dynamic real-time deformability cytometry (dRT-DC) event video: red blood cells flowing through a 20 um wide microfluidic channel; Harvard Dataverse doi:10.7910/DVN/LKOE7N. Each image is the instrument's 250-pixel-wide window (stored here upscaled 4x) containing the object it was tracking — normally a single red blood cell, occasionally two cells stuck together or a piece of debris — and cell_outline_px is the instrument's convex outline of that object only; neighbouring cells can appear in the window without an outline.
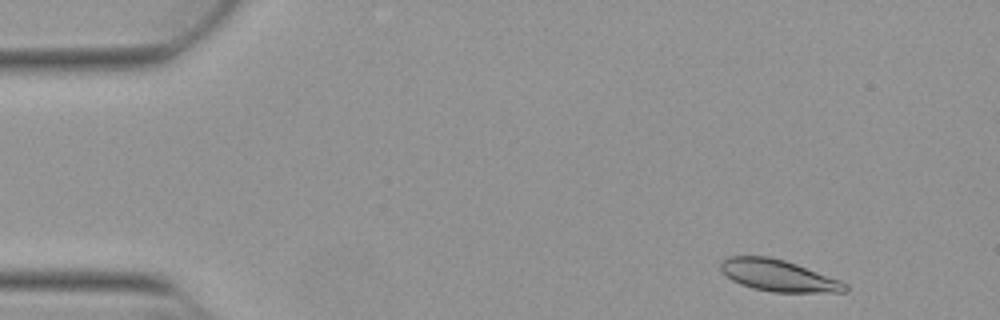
{"species": "Egyptian fruit bat (a non-hibernating species)", "species_latin": "Rousettus aegyptiacus", "temperature_condition": "warm", "stored_images_in_passage": 51, "camera_frame_rate_fps": 3000, "um_per_image_px": 0.085, "animal": {"sex": "female"}, "frame": {"image": 1, "passage_image": 3, "time_ms": 0.667, "image_size_px": [1000, 320], "cell_outline_px": [[848, 292], [772, 292], [752, 288], [740, 284], [732, 280], [720, 272], [720, 264], [728, 256], [768, 256], [784, 260], [796, 264], [840, 280], [848, 284]], "centroid_in_image_um": [66.15, 23.42], "position_along_channel_um": 18.9, "area_um2": 22.95}}
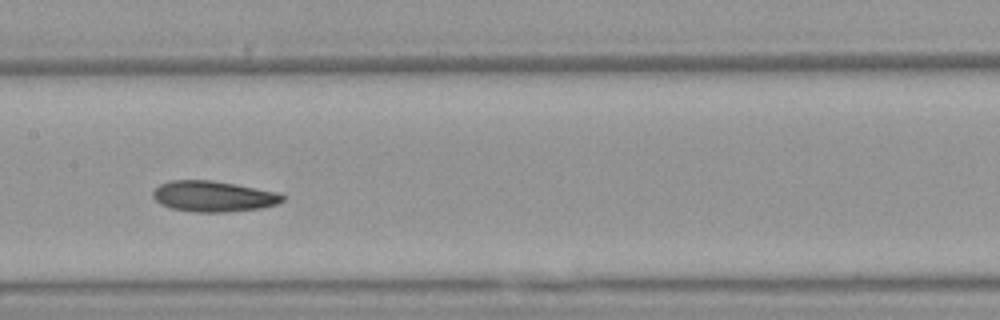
{"frame": {"image": 2, "passage_image": 24, "time_ms": 7.667, "image_size_px": [1000, 320], "cell_outline_px": [[284, 200], [276, 204], [260, 208], [224, 212], [192, 212], [172, 208], [160, 204], [152, 196], [152, 192], [160, 184], [172, 180], [212, 180], [236, 184], [276, 192], [284, 196]], "centroid_in_image_um": [18.1, 16.68], "position_along_channel_um": 189.3, "area_um2": 23.12}}
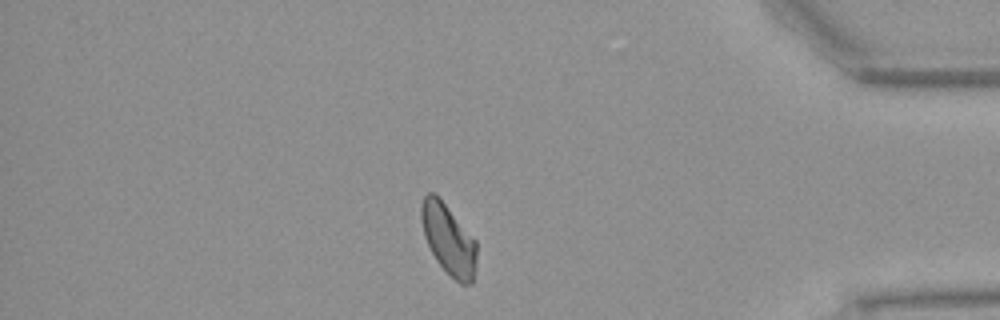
{"frame": {"image": 3, "passage_image": 43, "time_ms": 14.0, "image_size_px": [1000, 320], "cell_outline_px": [[476, 268], [472, 284], [460, 284], [436, 260], [424, 236], [420, 216], [420, 208], [424, 196], [428, 192], [432, 192], [440, 196], [476, 240]], "centroid_in_image_um": [38.13, 20.3], "position_along_channel_um": 397.1, "area_um2": 22.89}, "authors_computed_cell_mechanics": {"area_um2": 23.0622, "velocity_mm_per_s": 3.8295, "shape_relaxation_time_tau1_ms": 8.9138, "shape_relaxation_time_tau2_ms": 3.6855, "deformation_change_tau1": 0.1855, "deformation_change_tau2": 0.0805}}